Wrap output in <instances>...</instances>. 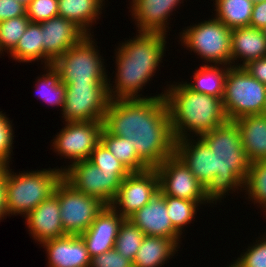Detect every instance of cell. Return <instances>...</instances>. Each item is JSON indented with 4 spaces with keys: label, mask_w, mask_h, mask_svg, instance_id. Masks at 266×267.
<instances>
[{
    "label": "cell",
    "mask_w": 266,
    "mask_h": 267,
    "mask_svg": "<svg viewBox=\"0 0 266 267\" xmlns=\"http://www.w3.org/2000/svg\"><path fill=\"white\" fill-rule=\"evenodd\" d=\"M103 128L130 140L150 168L159 166L174 154L175 139L163 92L143 99H110Z\"/></svg>",
    "instance_id": "obj_1"
},
{
    "label": "cell",
    "mask_w": 266,
    "mask_h": 267,
    "mask_svg": "<svg viewBox=\"0 0 266 267\" xmlns=\"http://www.w3.org/2000/svg\"><path fill=\"white\" fill-rule=\"evenodd\" d=\"M116 51L115 87L108 83L110 99H143L138 91L150 80L161 62L166 34L138 32ZM115 90V91H114Z\"/></svg>",
    "instance_id": "obj_2"
},
{
    "label": "cell",
    "mask_w": 266,
    "mask_h": 267,
    "mask_svg": "<svg viewBox=\"0 0 266 267\" xmlns=\"http://www.w3.org/2000/svg\"><path fill=\"white\" fill-rule=\"evenodd\" d=\"M214 152V177L204 187L211 203L221 200L230 190L244 186L251 162L242 146L239 128L234 121L199 136Z\"/></svg>",
    "instance_id": "obj_3"
},
{
    "label": "cell",
    "mask_w": 266,
    "mask_h": 267,
    "mask_svg": "<svg viewBox=\"0 0 266 267\" xmlns=\"http://www.w3.org/2000/svg\"><path fill=\"white\" fill-rule=\"evenodd\" d=\"M168 88L164 98L175 141L187 138L188 131L199 137L228 121L222 99L194 92L185 83Z\"/></svg>",
    "instance_id": "obj_4"
},
{
    "label": "cell",
    "mask_w": 266,
    "mask_h": 267,
    "mask_svg": "<svg viewBox=\"0 0 266 267\" xmlns=\"http://www.w3.org/2000/svg\"><path fill=\"white\" fill-rule=\"evenodd\" d=\"M5 166L6 211L8 216H25L48 199L63 178V169H43L17 175ZM9 169V170H8ZM12 172V173H11Z\"/></svg>",
    "instance_id": "obj_5"
},
{
    "label": "cell",
    "mask_w": 266,
    "mask_h": 267,
    "mask_svg": "<svg viewBox=\"0 0 266 267\" xmlns=\"http://www.w3.org/2000/svg\"><path fill=\"white\" fill-rule=\"evenodd\" d=\"M266 100V85L251 76L243 67H227L222 97L228 121L262 114Z\"/></svg>",
    "instance_id": "obj_6"
},
{
    "label": "cell",
    "mask_w": 266,
    "mask_h": 267,
    "mask_svg": "<svg viewBox=\"0 0 266 267\" xmlns=\"http://www.w3.org/2000/svg\"><path fill=\"white\" fill-rule=\"evenodd\" d=\"M91 33L85 35L63 55L59 56L53 66L60 72L61 82L108 84L105 66L99 52L95 49Z\"/></svg>",
    "instance_id": "obj_7"
},
{
    "label": "cell",
    "mask_w": 266,
    "mask_h": 267,
    "mask_svg": "<svg viewBox=\"0 0 266 267\" xmlns=\"http://www.w3.org/2000/svg\"><path fill=\"white\" fill-rule=\"evenodd\" d=\"M231 33V28L213 18L183 30L180 41L207 63L232 67Z\"/></svg>",
    "instance_id": "obj_8"
},
{
    "label": "cell",
    "mask_w": 266,
    "mask_h": 267,
    "mask_svg": "<svg viewBox=\"0 0 266 267\" xmlns=\"http://www.w3.org/2000/svg\"><path fill=\"white\" fill-rule=\"evenodd\" d=\"M131 172H106L90 161H78L63 169V179L76 191L111 206L123 179Z\"/></svg>",
    "instance_id": "obj_9"
},
{
    "label": "cell",
    "mask_w": 266,
    "mask_h": 267,
    "mask_svg": "<svg viewBox=\"0 0 266 267\" xmlns=\"http://www.w3.org/2000/svg\"><path fill=\"white\" fill-rule=\"evenodd\" d=\"M54 194L58 197L61 221L68 235L84 233L106 207L98 199L76 191L63 178L56 185Z\"/></svg>",
    "instance_id": "obj_10"
},
{
    "label": "cell",
    "mask_w": 266,
    "mask_h": 267,
    "mask_svg": "<svg viewBox=\"0 0 266 267\" xmlns=\"http://www.w3.org/2000/svg\"><path fill=\"white\" fill-rule=\"evenodd\" d=\"M109 102L108 84H67L62 115L66 122L103 121Z\"/></svg>",
    "instance_id": "obj_11"
},
{
    "label": "cell",
    "mask_w": 266,
    "mask_h": 267,
    "mask_svg": "<svg viewBox=\"0 0 266 267\" xmlns=\"http://www.w3.org/2000/svg\"><path fill=\"white\" fill-rule=\"evenodd\" d=\"M66 126L53 139L54 151L64 158L89 160L91 152L100 143L103 121L66 122Z\"/></svg>",
    "instance_id": "obj_12"
},
{
    "label": "cell",
    "mask_w": 266,
    "mask_h": 267,
    "mask_svg": "<svg viewBox=\"0 0 266 267\" xmlns=\"http://www.w3.org/2000/svg\"><path fill=\"white\" fill-rule=\"evenodd\" d=\"M155 170L159 177V191L163 195L201 204L209 203L205 197L204 186L175 153L155 167Z\"/></svg>",
    "instance_id": "obj_13"
},
{
    "label": "cell",
    "mask_w": 266,
    "mask_h": 267,
    "mask_svg": "<svg viewBox=\"0 0 266 267\" xmlns=\"http://www.w3.org/2000/svg\"><path fill=\"white\" fill-rule=\"evenodd\" d=\"M157 192H159V177L155 168L131 172L123 179L111 207L128 219L146 205Z\"/></svg>",
    "instance_id": "obj_14"
},
{
    "label": "cell",
    "mask_w": 266,
    "mask_h": 267,
    "mask_svg": "<svg viewBox=\"0 0 266 267\" xmlns=\"http://www.w3.org/2000/svg\"><path fill=\"white\" fill-rule=\"evenodd\" d=\"M128 220L138 226L146 236L167 237L174 239L177 243L180 242L181 235L171 223L167 213L165 195L160 191Z\"/></svg>",
    "instance_id": "obj_15"
},
{
    "label": "cell",
    "mask_w": 266,
    "mask_h": 267,
    "mask_svg": "<svg viewBox=\"0 0 266 267\" xmlns=\"http://www.w3.org/2000/svg\"><path fill=\"white\" fill-rule=\"evenodd\" d=\"M124 219L111 206H106L90 227L79 235L91 258L114 248L119 227Z\"/></svg>",
    "instance_id": "obj_16"
},
{
    "label": "cell",
    "mask_w": 266,
    "mask_h": 267,
    "mask_svg": "<svg viewBox=\"0 0 266 267\" xmlns=\"http://www.w3.org/2000/svg\"><path fill=\"white\" fill-rule=\"evenodd\" d=\"M40 25L43 51L53 62L86 35L72 21L59 15Z\"/></svg>",
    "instance_id": "obj_17"
},
{
    "label": "cell",
    "mask_w": 266,
    "mask_h": 267,
    "mask_svg": "<svg viewBox=\"0 0 266 267\" xmlns=\"http://www.w3.org/2000/svg\"><path fill=\"white\" fill-rule=\"evenodd\" d=\"M47 251L49 267H90L91 257L79 235L49 239L41 243Z\"/></svg>",
    "instance_id": "obj_18"
},
{
    "label": "cell",
    "mask_w": 266,
    "mask_h": 267,
    "mask_svg": "<svg viewBox=\"0 0 266 267\" xmlns=\"http://www.w3.org/2000/svg\"><path fill=\"white\" fill-rule=\"evenodd\" d=\"M26 222L32 237L40 242L65 236L60 217L58 197L52 194L26 216Z\"/></svg>",
    "instance_id": "obj_19"
},
{
    "label": "cell",
    "mask_w": 266,
    "mask_h": 267,
    "mask_svg": "<svg viewBox=\"0 0 266 267\" xmlns=\"http://www.w3.org/2000/svg\"><path fill=\"white\" fill-rule=\"evenodd\" d=\"M198 138L197 142L188 137L175 141L174 153L205 187L214 177V152L200 137Z\"/></svg>",
    "instance_id": "obj_20"
},
{
    "label": "cell",
    "mask_w": 266,
    "mask_h": 267,
    "mask_svg": "<svg viewBox=\"0 0 266 267\" xmlns=\"http://www.w3.org/2000/svg\"><path fill=\"white\" fill-rule=\"evenodd\" d=\"M132 16L139 32L166 34L168 17L180 0H132ZM167 24V25H166Z\"/></svg>",
    "instance_id": "obj_21"
},
{
    "label": "cell",
    "mask_w": 266,
    "mask_h": 267,
    "mask_svg": "<svg viewBox=\"0 0 266 267\" xmlns=\"http://www.w3.org/2000/svg\"><path fill=\"white\" fill-rule=\"evenodd\" d=\"M266 57V37L262 29L251 26L233 28L231 33V64L241 58L243 67L249 61Z\"/></svg>",
    "instance_id": "obj_22"
},
{
    "label": "cell",
    "mask_w": 266,
    "mask_h": 267,
    "mask_svg": "<svg viewBox=\"0 0 266 267\" xmlns=\"http://www.w3.org/2000/svg\"><path fill=\"white\" fill-rule=\"evenodd\" d=\"M249 161H266V116L246 115L234 120Z\"/></svg>",
    "instance_id": "obj_23"
},
{
    "label": "cell",
    "mask_w": 266,
    "mask_h": 267,
    "mask_svg": "<svg viewBox=\"0 0 266 267\" xmlns=\"http://www.w3.org/2000/svg\"><path fill=\"white\" fill-rule=\"evenodd\" d=\"M178 244L167 237H144L133 260V267H160L177 251ZM177 248V249H176Z\"/></svg>",
    "instance_id": "obj_24"
},
{
    "label": "cell",
    "mask_w": 266,
    "mask_h": 267,
    "mask_svg": "<svg viewBox=\"0 0 266 267\" xmlns=\"http://www.w3.org/2000/svg\"><path fill=\"white\" fill-rule=\"evenodd\" d=\"M104 0H58L59 16L72 21L86 35L88 27L99 18ZM88 26V27H87Z\"/></svg>",
    "instance_id": "obj_25"
},
{
    "label": "cell",
    "mask_w": 266,
    "mask_h": 267,
    "mask_svg": "<svg viewBox=\"0 0 266 267\" xmlns=\"http://www.w3.org/2000/svg\"><path fill=\"white\" fill-rule=\"evenodd\" d=\"M10 55L18 62L44 59L45 66L53 65V61L43 51L42 29L40 23L37 22L29 23L18 44L10 52Z\"/></svg>",
    "instance_id": "obj_26"
},
{
    "label": "cell",
    "mask_w": 266,
    "mask_h": 267,
    "mask_svg": "<svg viewBox=\"0 0 266 267\" xmlns=\"http://www.w3.org/2000/svg\"><path fill=\"white\" fill-rule=\"evenodd\" d=\"M100 142L119 160L130 172H142L150 167L138 156L130 140L108 133L104 128Z\"/></svg>",
    "instance_id": "obj_27"
},
{
    "label": "cell",
    "mask_w": 266,
    "mask_h": 267,
    "mask_svg": "<svg viewBox=\"0 0 266 267\" xmlns=\"http://www.w3.org/2000/svg\"><path fill=\"white\" fill-rule=\"evenodd\" d=\"M227 68H219L216 65L201 66L194 73L193 83H185L194 92L215 96L222 99Z\"/></svg>",
    "instance_id": "obj_28"
},
{
    "label": "cell",
    "mask_w": 266,
    "mask_h": 267,
    "mask_svg": "<svg viewBox=\"0 0 266 267\" xmlns=\"http://www.w3.org/2000/svg\"><path fill=\"white\" fill-rule=\"evenodd\" d=\"M216 17L233 29L250 26L254 3L251 0H215Z\"/></svg>",
    "instance_id": "obj_29"
},
{
    "label": "cell",
    "mask_w": 266,
    "mask_h": 267,
    "mask_svg": "<svg viewBox=\"0 0 266 267\" xmlns=\"http://www.w3.org/2000/svg\"><path fill=\"white\" fill-rule=\"evenodd\" d=\"M45 69H47V73L43 74L37 81L36 91L39 94L38 97L51 106H61V111H63L66 85L61 82L60 72L53 65H47Z\"/></svg>",
    "instance_id": "obj_30"
},
{
    "label": "cell",
    "mask_w": 266,
    "mask_h": 267,
    "mask_svg": "<svg viewBox=\"0 0 266 267\" xmlns=\"http://www.w3.org/2000/svg\"><path fill=\"white\" fill-rule=\"evenodd\" d=\"M145 234L130 220L124 219L119 227L114 248L125 258L133 262Z\"/></svg>",
    "instance_id": "obj_31"
},
{
    "label": "cell",
    "mask_w": 266,
    "mask_h": 267,
    "mask_svg": "<svg viewBox=\"0 0 266 267\" xmlns=\"http://www.w3.org/2000/svg\"><path fill=\"white\" fill-rule=\"evenodd\" d=\"M167 213L174 229L181 235L182 229L189 224L194 215L198 202L180 199L173 196L165 195Z\"/></svg>",
    "instance_id": "obj_32"
},
{
    "label": "cell",
    "mask_w": 266,
    "mask_h": 267,
    "mask_svg": "<svg viewBox=\"0 0 266 267\" xmlns=\"http://www.w3.org/2000/svg\"><path fill=\"white\" fill-rule=\"evenodd\" d=\"M243 188H246L249 199L266 208V161L251 163Z\"/></svg>",
    "instance_id": "obj_33"
},
{
    "label": "cell",
    "mask_w": 266,
    "mask_h": 267,
    "mask_svg": "<svg viewBox=\"0 0 266 267\" xmlns=\"http://www.w3.org/2000/svg\"><path fill=\"white\" fill-rule=\"evenodd\" d=\"M29 23L27 15L0 22V53H10L16 47Z\"/></svg>",
    "instance_id": "obj_34"
},
{
    "label": "cell",
    "mask_w": 266,
    "mask_h": 267,
    "mask_svg": "<svg viewBox=\"0 0 266 267\" xmlns=\"http://www.w3.org/2000/svg\"><path fill=\"white\" fill-rule=\"evenodd\" d=\"M88 161L106 172H130L101 142L93 149Z\"/></svg>",
    "instance_id": "obj_35"
},
{
    "label": "cell",
    "mask_w": 266,
    "mask_h": 267,
    "mask_svg": "<svg viewBox=\"0 0 266 267\" xmlns=\"http://www.w3.org/2000/svg\"><path fill=\"white\" fill-rule=\"evenodd\" d=\"M256 243L250 249L247 248L231 267H266V236Z\"/></svg>",
    "instance_id": "obj_36"
},
{
    "label": "cell",
    "mask_w": 266,
    "mask_h": 267,
    "mask_svg": "<svg viewBox=\"0 0 266 267\" xmlns=\"http://www.w3.org/2000/svg\"><path fill=\"white\" fill-rule=\"evenodd\" d=\"M30 22H43L58 16V0H32L26 7Z\"/></svg>",
    "instance_id": "obj_37"
},
{
    "label": "cell",
    "mask_w": 266,
    "mask_h": 267,
    "mask_svg": "<svg viewBox=\"0 0 266 267\" xmlns=\"http://www.w3.org/2000/svg\"><path fill=\"white\" fill-rule=\"evenodd\" d=\"M8 119L9 118L0 111V163L3 166H7L11 159L10 155L14 137L12 125Z\"/></svg>",
    "instance_id": "obj_38"
},
{
    "label": "cell",
    "mask_w": 266,
    "mask_h": 267,
    "mask_svg": "<svg viewBox=\"0 0 266 267\" xmlns=\"http://www.w3.org/2000/svg\"><path fill=\"white\" fill-rule=\"evenodd\" d=\"M90 267H133V262L113 248L92 257Z\"/></svg>",
    "instance_id": "obj_39"
},
{
    "label": "cell",
    "mask_w": 266,
    "mask_h": 267,
    "mask_svg": "<svg viewBox=\"0 0 266 267\" xmlns=\"http://www.w3.org/2000/svg\"><path fill=\"white\" fill-rule=\"evenodd\" d=\"M26 15V6L16 0H0V22Z\"/></svg>",
    "instance_id": "obj_40"
},
{
    "label": "cell",
    "mask_w": 266,
    "mask_h": 267,
    "mask_svg": "<svg viewBox=\"0 0 266 267\" xmlns=\"http://www.w3.org/2000/svg\"><path fill=\"white\" fill-rule=\"evenodd\" d=\"M243 68L259 82L266 85V57L249 61Z\"/></svg>",
    "instance_id": "obj_41"
},
{
    "label": "cell",
    "mask_w": 266,
    "mask_h": 267,
    "mask_svg": "<svg viewBox=\"0 0 266 267\" xmlns=\"http://www.w3.org/2000/svg\"><path fill=\"white\" fill-rule=\"evenodd\" d=\"M250 26L263 29L266 26V1L253 5Z\"/></svg>",
    "instance_id": "obj_42"
},
{
    "label": "cell",
    "mask_w": 266,
    "mask_h": 267,
    "mask_svg": "<svg viewBox=\"0 0 266 267\" xmlns=\"http://www.w3.org/2000/svg\"><path fill=\"white\" fill-rule=\"evenodd\" d=\"M7 215L6 211V189H5V166L0 171V220Z\"/></svg>",
    "instance_id": "obj_43"
},
{
    "label": "cell",
    "mask_w": 266,
    "mask_h": 267,
    "mask_svg": "<svg viewBox=\"0 0 266 267\" xmlns=\"http://www.w3.org/2000/svg\"><path fill=\"white\" fill-rule=\"evenodd\" d=\"M19 3H22L24 6H28L32 0H16Z\"/></svg>",
    "instance_id": "obj_44"
},
{
    "label": "cell",
    "mask_w": 266,
    "mask_h": 267,
    "mask_svg": "<svg viewBox=\"0 0 266 267\" xmlns=\"http://www.w3.org/2000/svg\"><path fill=\"white\" fill-rule=\"evenodd\" d=\"M254 4H257V3H260V2H263V1H266V0H251Z\"/></svg>",
    "instance_id": "obj_45"
},
{
    "label": "cell",
    "mask_w": 266,
    "mask_h": 267,
    "mask_svg": "<svg viewBox=\"0 0 266 267\" xmlns=\"http://www.w3.org/2000/svg\"><path fill=\"white\" fill-rule=\"evenodd\" d=\"M262 115H265L266 116V100H265V105H264V108H263V113Z\"/></svg>",
    "instance_id": "obj_46"
},
{
    "label": "cell",
    "mask_w": 266,
    "mask_h": 267,
    "mask_svg": "<svg viewBox=\"0 0 266 267\" xmlns=\"http://www.w3.org/2000/svg\"><path fill=\"white\" fill-rule=\"evenodd\" d=\"M262 30H263L264 35H265V37H266V26H265Z\"/></svg>",
    "instance_id": "obj_47"
},
{
    "label": "cell",
    "mask_w": 266,
    "mask_h": 267,
    "mask_svg": "<svg viewBox=\"0 0 266 267\" xmlns=\"http://www.w3.org/2000/svg\"><path fill=\"white\" fill-rule=\"evenodd\" d=\"M2 168H3V165L0 163V171L2 170Z\"/></svg>",
    "instance_id": "obj_48"
}]
</instances>
